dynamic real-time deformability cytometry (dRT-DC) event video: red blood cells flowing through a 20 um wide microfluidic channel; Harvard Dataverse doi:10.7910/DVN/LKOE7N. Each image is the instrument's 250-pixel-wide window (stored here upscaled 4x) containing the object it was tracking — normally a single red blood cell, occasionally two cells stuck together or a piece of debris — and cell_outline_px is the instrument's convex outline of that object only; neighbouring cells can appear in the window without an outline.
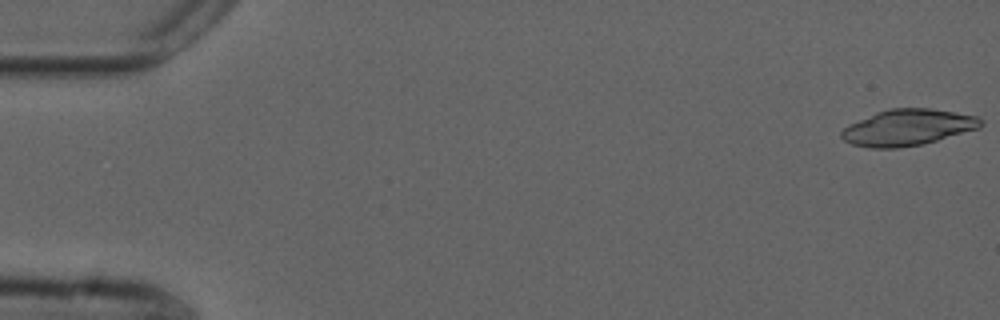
{"species": "common noctule bat (a hibernating species)", "species_latin": "Nyctalus noctula", "temperature_condition": "cold", "stored_images_in_passage": 6, "camera_frame_rate_fps": 3000, "um_per_image_px": 0.085, "animal": {"sex": "male", "forearm_length_mm": 52.5}, "frame": {"image": 1, "passage_image": 1, "time_ms": 0.0, "image_size_px": [1000, 320], "cell_outline_px": [[984, 124], [980, 128], [936, 140], [920, 144], [900, 148], [868, 148], [852, 144], [844, 140], [840, 136], [840, 132], [848, 124], [876, 112], [888, 108], [932, 108], [956, 112], [976, 116], [984, 120]], "centroid_in_image_um": [77.15, 10.82], "position_along_channel_um": 7.8, "area_um2": 29.54}}